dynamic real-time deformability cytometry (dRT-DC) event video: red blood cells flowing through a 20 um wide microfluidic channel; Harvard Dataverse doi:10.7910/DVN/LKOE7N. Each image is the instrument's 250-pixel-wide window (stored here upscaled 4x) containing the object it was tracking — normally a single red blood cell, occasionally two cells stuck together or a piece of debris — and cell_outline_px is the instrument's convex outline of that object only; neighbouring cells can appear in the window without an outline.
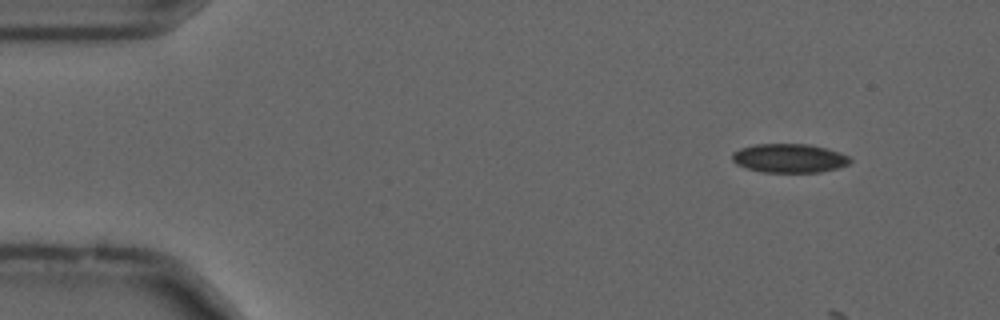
{"species": "common noctule bat (a hibernating species)", "species_latin": "Nyctalus noctula", "temperature_condition": "cold", "stored_images_in_passage": 7, "camera_frame_rate_fps": 3000, "um_per_image_px": 0.085, "animal": {"sex": "male", "forearm_length_mm": 52.5}, "frame": {"image": 1, "passage_image": 5, "time_ms": 1.333, "image_size_px": [1000, 320], "cell_outline_px": [[852, 160], [848, 164], [840, 168], [820, 172], [760, 172], [736, 164], [732, 160], [732, 152], [740, 148], [756, 144], [808, 144], [840, 152], [848, 156]], "centroid_in_image_um": [67.09, 13.45], "position_along_channel_um": 17.9, "area_um2": 19.88}}